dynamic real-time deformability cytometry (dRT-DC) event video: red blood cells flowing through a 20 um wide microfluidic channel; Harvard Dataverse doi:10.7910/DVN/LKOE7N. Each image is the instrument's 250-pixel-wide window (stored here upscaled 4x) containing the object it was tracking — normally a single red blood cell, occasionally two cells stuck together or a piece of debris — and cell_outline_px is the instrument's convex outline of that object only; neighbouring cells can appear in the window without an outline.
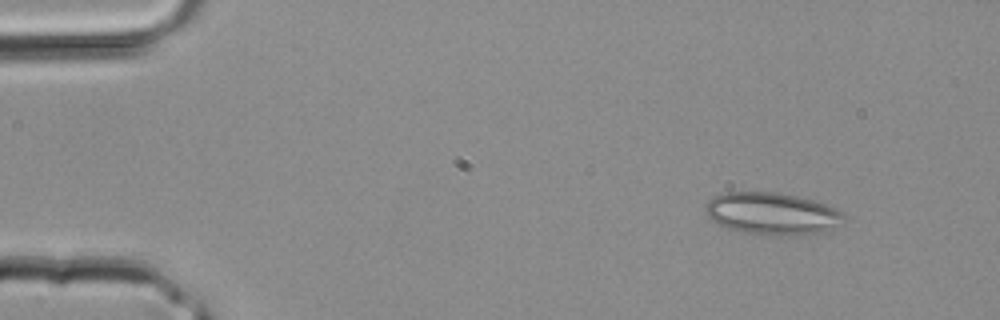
{"species": "common noctule bat (a hibernating species)", "species_latin": "Nyctalus noctula", "temperature_condition": "room temperature", "stored_images_in_passage": 3, "camera_frame_rate_fps": 3000, "um_per_image_px": 0.085, "animal": {"sex": "male", "body_mass_g": 20.4}, "frame": {"image": 1, "passage_image": 1, "time_ms": 0.0, "image_size_px": [1000, 320], "cell_outline_px": [[844, 216], [832, 228], [824, 232], [804, 236], [768, 236], [740, 232], [716, 224], [708, 216], [704, 208], [704, 204], [712, 196], [720, 192], [776, 192], [796, 196], [812, 200], [836, 208], [844, 212]], "centroid_in_image_um": [65.56, 18.17], "position_along_channel_um": 19.4, "area_um2": 34.56}}